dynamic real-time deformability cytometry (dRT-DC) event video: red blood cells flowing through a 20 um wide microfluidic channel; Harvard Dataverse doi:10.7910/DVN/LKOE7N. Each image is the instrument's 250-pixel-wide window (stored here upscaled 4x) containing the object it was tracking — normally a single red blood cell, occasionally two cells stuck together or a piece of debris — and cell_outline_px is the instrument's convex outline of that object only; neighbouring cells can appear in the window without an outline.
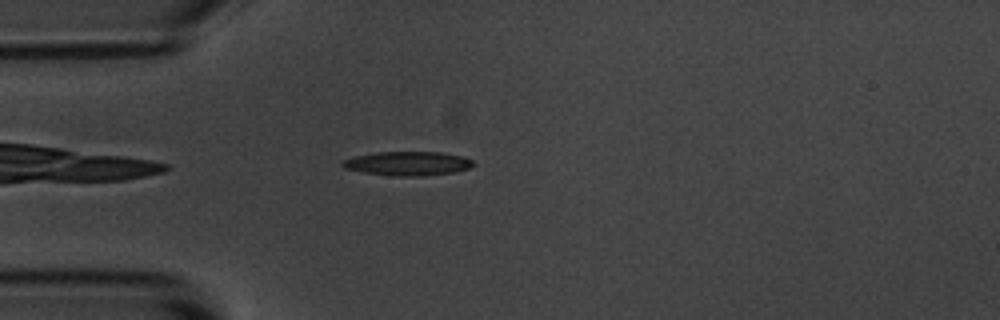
{"species": "common noctule bat (a hibernating species)", "species_latin": "Nyctalus noctula", "temperature_condition": "room temperature", "stored_images_in_passage": 43, "camera_frame_rate_fps": 3000, "um_per_image_px": 0.085, "animal": {"sex": "male", "body_mass_g": 20.1, "forearm_length_mm": 53.5}, "frame": {"image": 1, "passage_image": 3, "time_ms": 0.667, "image_size_px": [1000, 320], "cell_outline_px": [[472, 164], [468, 168], [456, 172], [424, 176], [392, 176], [364, 172], [344, 168], [340, 164], [340, 160], [356, 156], [376, 152], [440, 152], [464, 156], [472, 160]], "centroid_in_image_um": [34.63, 13.9], "position_along_channel_um": 50.4, "area_um2": 18.38}}
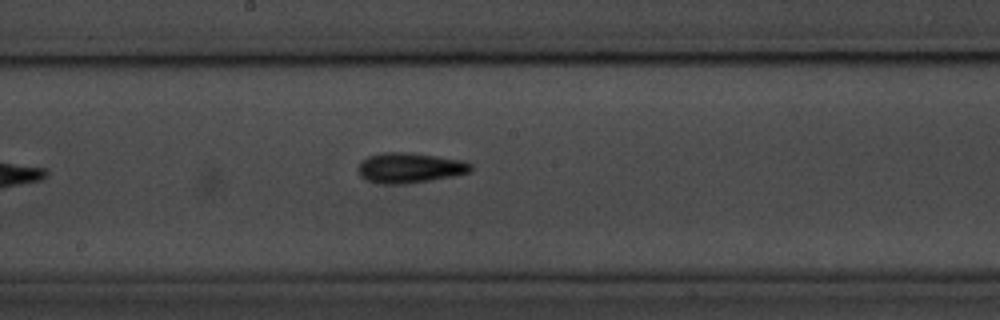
{"frame": {"image": 2, "passage_image": 17, "time_ms": 5.333, "image_size_px": [1000, 320], "cell_outline_px": [[472, 172], [456, 176], [404, 184], [384, 184], [368, 180], [360, 176], [356, 168], [360, 160], [368, 156], [380, 152], [408, 152], [464, 160], [472, 164]], "centroid_in_image_um": [34.82, 14.26], "position_along_channel_um": 213.4, "area_um2": 20.17}}
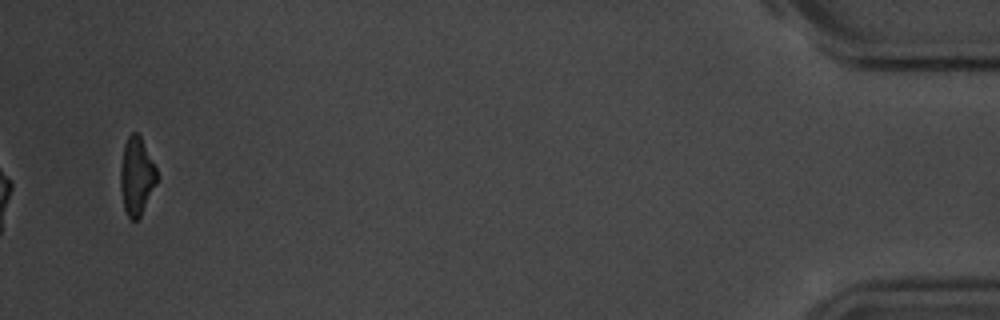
{"frame": {"image": 3, "passage_image": 41, "time_ms": 13.333, "image_size_px": [1000, 320], "cell_outline_px": [[156, 184], [140, 216], [136, 220], [132, 220], [128, 216], [124, 208], [120, 188], [120, 168], [124, 144], [128, 136], [132, 132], [136, 132], [140, 136], [156, 168]], "centroid_in_image_um": [11.58, 14.97], "position_along_channel_um": 423.6, "area_um2": 16.24}, "authors_computed_cell_mechanics": {"area_um2": 17.9758, "velocity_mm_per_s": 3.6892, "shape_relaxation_time_tau1_ms": 4.0621, "shape_relaxation_time_tau2_ms": 4.1965, "deformation_change_tau1": 0.1451, "deformation_change_tau2": 0.1277}}